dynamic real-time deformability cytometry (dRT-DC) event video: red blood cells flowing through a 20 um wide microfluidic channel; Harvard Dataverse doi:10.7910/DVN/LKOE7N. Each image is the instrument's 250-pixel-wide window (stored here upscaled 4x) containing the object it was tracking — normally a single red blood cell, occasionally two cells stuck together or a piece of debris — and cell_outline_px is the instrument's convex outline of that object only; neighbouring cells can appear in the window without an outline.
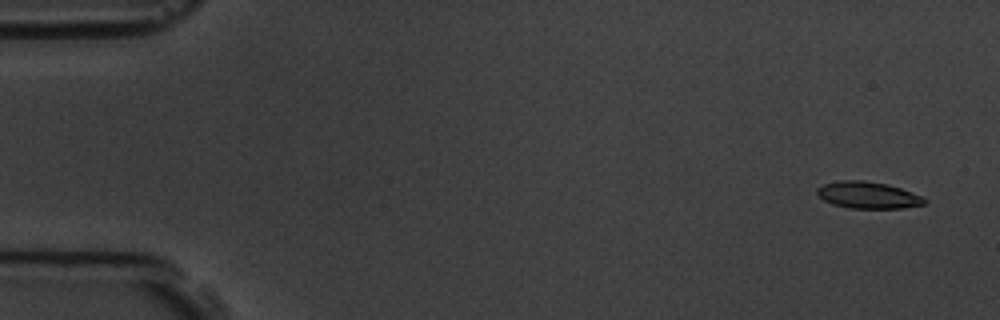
{"species": "common noctule bat (a hibernating species)", "species_latin": "Nyctalus noctula", "temperature_condition": "room temperature", "stored_images_in_passage": 5, "camera_frame_rate_fps": 3000, "um_per_image_px": 0.085, "animal": {"sex": "male", "body_mass_g": 19.5, "forearm_length_mm": 54.6}, "frame": {"image": 1, "passage_image": 1, "time_ms": 0.0, "image_size_px": [1000, 320], "cell_outline_px": [[928, 200], [924, 204], [904, 208], [848, 208], [832, 204], [824, 200], [816, 192], [816, 188], [824, 184], [840, 180], [864, 180], [888, 184], [924, 196]], "centroid_in_image_um": [73.8, 16.58], "position_along_channel_um": 11.2, "area_um2": 16.88}}
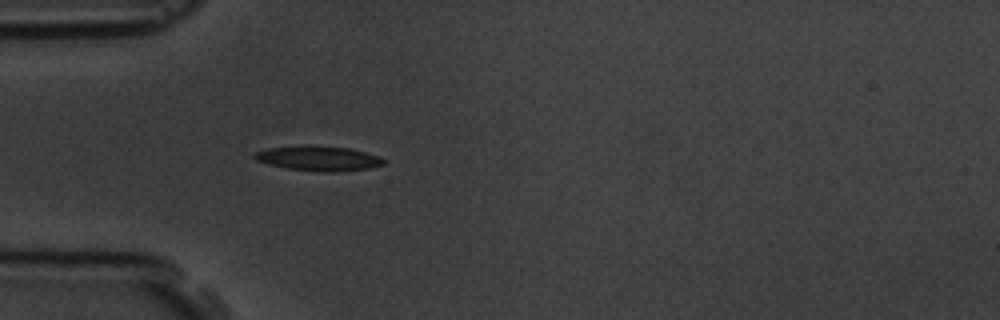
{"frame": {"image": 2, "passage_image": 5, "time_ms": 4.667, "image_size_px": [1000, 320], "cell_outline_px": [[384, 164], [368, 168], [336, 172], [320, 172], [288, 168], [268, 164], [256, 160], [252, 156], [256, 152], [264, 148], [304, 144], [312, 144], [352, 148], [380, 156], [384, 160]], "centroid_in_image_um": [27.04, 13.43], "position_along_channel_um": 58.0, "area_um2": 19.13}}